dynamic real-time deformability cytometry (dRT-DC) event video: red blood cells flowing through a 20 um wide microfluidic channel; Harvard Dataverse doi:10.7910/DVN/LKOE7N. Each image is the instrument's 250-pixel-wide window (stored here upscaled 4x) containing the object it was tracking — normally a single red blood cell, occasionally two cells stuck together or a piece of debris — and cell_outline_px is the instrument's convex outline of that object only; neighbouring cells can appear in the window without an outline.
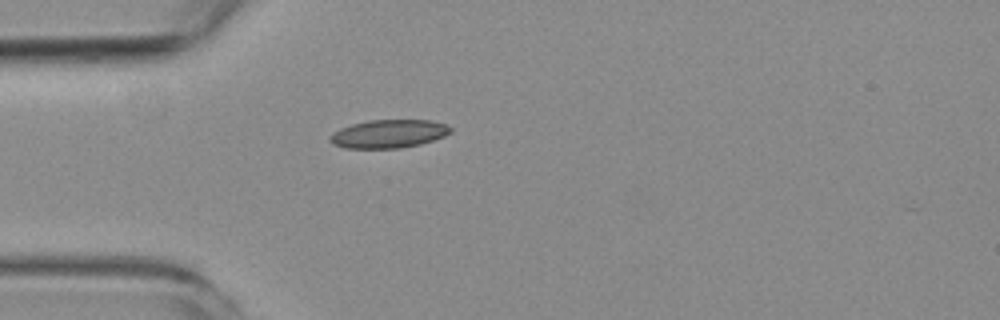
{"species": "common noctule bat (a hibernating species)", "species_latin": "Nyctalus noctula", "temperature_condition": "room temperature", "stored_images_in_passage": 2, "camera_frame_rate_fps": 3000, "um_per_image_px": 0.085, "animal": {"sex": "female", "body_mass_g": 19.3, "forearm_length_mm": 54.1}, "frame": {"image": 1, "passage_image": 2, "time_ms": 4.333, "image_size_px": [1000, 320], "cell_outline_px": [[452, 132], [444, 136], [420, 144], [400, 148], [344, 148], [332, 144], [328, 140], [328, 136], [332, 132], [340, 128], [352, 124], [368, 120], [432, 120], [448, 124], [452, 128]], "centroid_in_image_um": [33.02, 11.37], "position_along_channel_um": 52.0, "area_um2": 20.11}}